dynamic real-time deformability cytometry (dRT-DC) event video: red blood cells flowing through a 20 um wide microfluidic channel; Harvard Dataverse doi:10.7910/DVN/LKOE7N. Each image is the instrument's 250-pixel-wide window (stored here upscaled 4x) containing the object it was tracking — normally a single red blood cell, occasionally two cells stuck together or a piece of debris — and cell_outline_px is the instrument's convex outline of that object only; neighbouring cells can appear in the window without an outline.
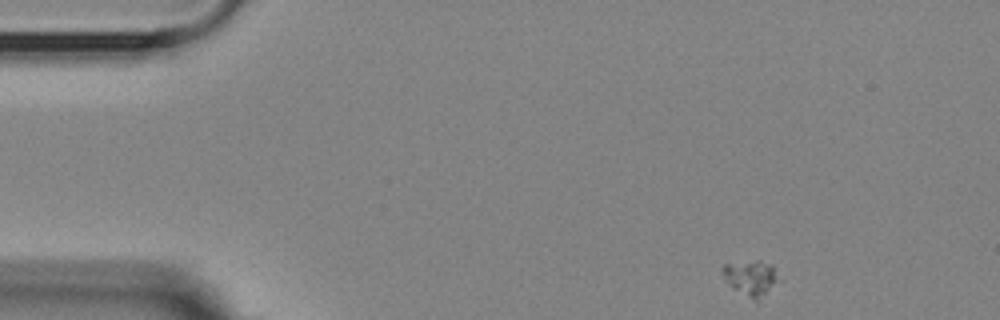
{"species": "Egyptian fruit bat (a non-hibernating species)", "species_latin": "Rousettus aegyptiacus", "temperature_condition": "room temperature", "stored_images_in_passage": 11, "camera_frame_rate_fps": 3000, "um_per_image_px": 0.085, "animal": {"sex": "female"}, "frame": {"image": 1, "passage_image": 1, "time_ms": 0.0, "image_size_px": [1000, 320], "cell_outline_px": [[776, 280], [756, 304], [732, 288], [724, 276], [720, 268], [724, 264], [756, 260], [760, 260], [772, 264], [776, 276]], "centroid_in_image_um": [63.76, 23.63], "position_along_channel_um": 21.2, "area_um2": 11.39}}